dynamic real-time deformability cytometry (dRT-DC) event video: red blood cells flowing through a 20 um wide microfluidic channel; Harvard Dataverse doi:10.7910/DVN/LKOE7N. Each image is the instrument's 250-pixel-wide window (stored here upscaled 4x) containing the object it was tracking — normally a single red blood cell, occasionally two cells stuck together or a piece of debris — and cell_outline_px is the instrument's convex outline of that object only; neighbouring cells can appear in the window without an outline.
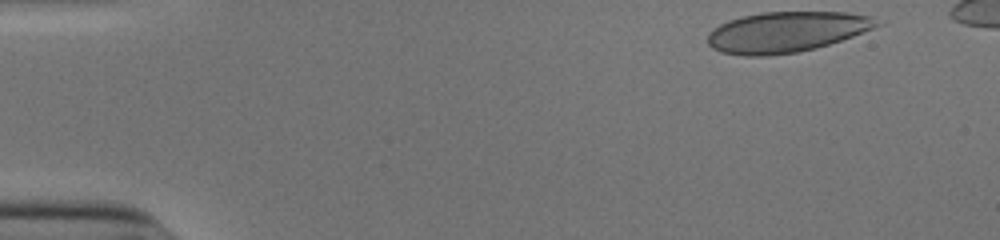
{"species": "human", "species_latin": "Homo sapiens", "temperature_condition": "cold", "stored_images_in_passage": 38, "camera_frame_rate_fps": 3000, "um_per_image_px": 0.085, "donor": {"sex": "male"}, "frame": {"image": 1, "passage_image": 1, "time_ms": 0.0, "image_size_px": [1000, 240], "cell_outline_px": [[888, 24], [816, 48], [796, 52], [768, 56], [744, 56], [720, 52], [712, 48], [708, 44], [708, 32], [712, 28], [728, 20], [744, 16], [764, 12], [848, 12], [872, 16]], "centroid_in_image_um": [66.89, 2.71], "position_along_channel_um": 18.1, "area_um2": 40.4}}
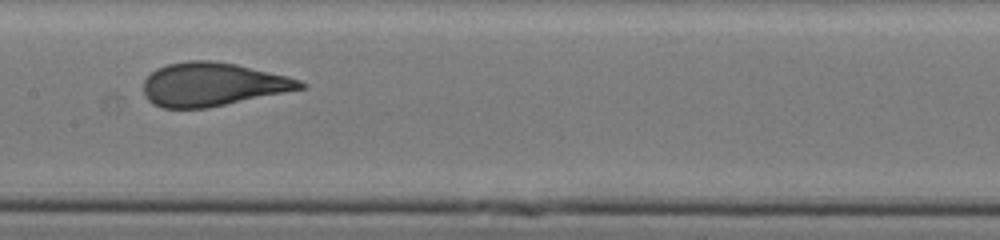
{"frame": {"image": 2, "passage_image": 23, "time_ms": 7.333, "image_size_px": [1000, 240], "cell_outline_px": [[308, 88], [208, 108], [164, 108], [152, 104], [144, 96], [144, 80], [156, 68], [168, 64], [188, 60], [212, 60], [236, 64], [288, 76], [300, 80], [308, 84]], "centroid_in_image_um": [18.1, 7.17], "position_along_channel_um": 189.3, "area_um2": 40.06}}
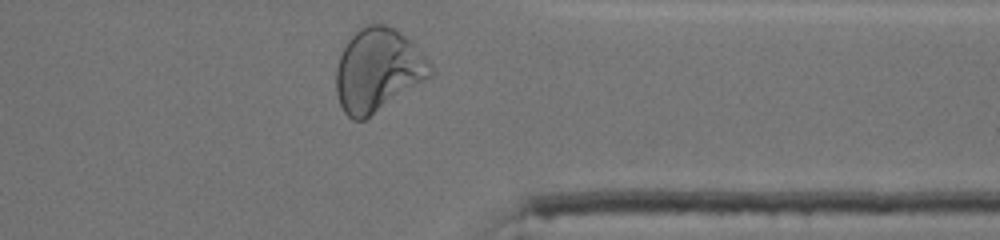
{"frame": {"image": 3, "passage_image": 38, "time_ms": 12.333, "image_size_px": [1000, 240], "cell_outline_px": [[432, 76], [364, 120], [352, 120], [344, 112], [340, 104], [336, 92], [336, 68], [340, 56], [348, 40], [360, 28], [368, 24], [384, 24], [396, 28], [432, 64]], "centroid_in_image_um": [32.1, 5.97], "position_along_channel_um": 379.3, "area_um2": 45.2}, "authors_computed_cell_mechanics": {"area_um2": 40.2577, "velocity_mm_per_s": 3.9001, "shape_relaxation_time_tau1_ms": 6.6422, "shape_relaxation_time_tau2_ms": null, "deformation_change_tau1": 0.2071, "deformation_change_tau2": null}}